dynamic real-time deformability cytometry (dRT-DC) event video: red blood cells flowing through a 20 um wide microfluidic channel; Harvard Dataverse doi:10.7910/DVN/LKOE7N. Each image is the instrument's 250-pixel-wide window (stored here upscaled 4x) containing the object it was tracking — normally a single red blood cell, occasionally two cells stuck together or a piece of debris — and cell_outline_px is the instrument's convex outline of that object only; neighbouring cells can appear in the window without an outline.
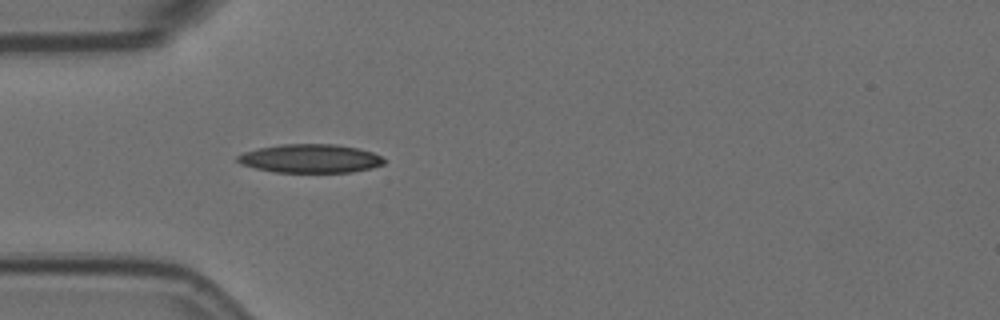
{"species": "Egyptian fruit bat (a non-hibernating species)", "species_latin": "Rousettus aegyptiacus", "temperature_condition": "room temperature", "stored_images_in_passage": 2, "camera_frame_rate_fps": 3000, "um_per_image_px": 0.085, "animal": {"sex": "female"}, "frame": {"image": 1, "passage_image": 2, "time_ms": 0.333, "image_size_px": [1000, 320], "cell_outline_px": [[384, 164], [372, 168], [352, 172], [276, 172], [256, 168], [240, 164], [236, 160], [236, 156], [244, 152], [260, 148], [280, 144], [336, 144], [356, 148], [372, 152], [380, 156], [384, 160]], "centroid_in_image_um": [26.36, 13.47], "position_along_channel_um": 58.6, "area_um2": 24.33}}